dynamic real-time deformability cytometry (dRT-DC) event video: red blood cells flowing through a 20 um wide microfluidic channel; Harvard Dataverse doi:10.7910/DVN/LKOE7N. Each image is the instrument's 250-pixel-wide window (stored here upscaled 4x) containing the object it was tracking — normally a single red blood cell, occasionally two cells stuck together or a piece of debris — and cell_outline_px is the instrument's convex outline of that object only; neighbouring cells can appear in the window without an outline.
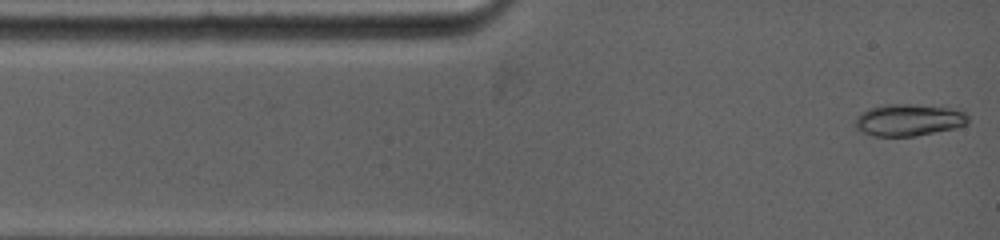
{"species": "common noctule bat (a hibernating species)", "species_latin": "Nyctalus noctula", "temperature_condition": "warm", "stored_images_in_passage": 7, "camera_frame_rate_fps": 5000, "um_per_image_px": 0.085, "animal": {"sex": "female", "body_mass_g": 19.0, "forearm_length_mm": 53.3}, "frame": {"image": 1, "passage_image": 1, "time_ms": 0.0, "image_size_px": [1000, 240], "cell_outline_px": [[968, 124], [952, 128], [916, 136], [872, 136], [856, 128], [852, 124], [856, 116], [860, 112], [868, 108], [884, 104], [912, 104], [948, 108], [964, 112], [968, 116]], "centroid_in_image_um": [77.16, 10.19], "position_along_channel_um": 7.8, "area_um2": 21.04}}
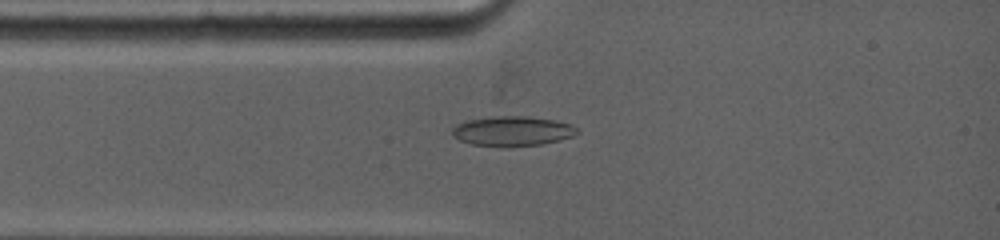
{"frame": {"image": 2, "passage_image": 6, "time_ms": 2.0, "image_size_px": [1000, 240], "cell_outline_px": [[580, 132], [572, 136], [560, 140], [540, 144], [472, 144], [460, 140], [452, 136], [452, 128], [456, 124], [468, 120], [492, 116], [528, 116], [556, 120], [572, 124]], "centroid_in_image_um": [43.58, 11.09], "position_along_channel_um": 41.4, "area_um2": 21.04}}